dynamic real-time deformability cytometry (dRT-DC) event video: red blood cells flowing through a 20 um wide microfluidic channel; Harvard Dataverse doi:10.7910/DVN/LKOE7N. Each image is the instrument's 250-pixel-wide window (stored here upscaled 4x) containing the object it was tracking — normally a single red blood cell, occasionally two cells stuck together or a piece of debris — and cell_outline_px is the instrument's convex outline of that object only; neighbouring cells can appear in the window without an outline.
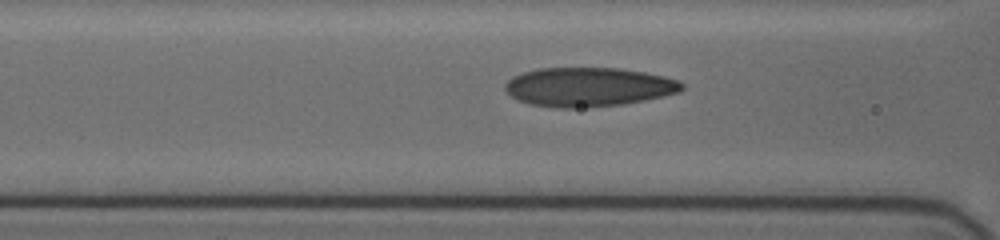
{"species": "human", "species_latin": "Homo sapiens", "temperature_condition": "cold", "stored_images_in_passage": 15, "camera_frame_rate_fps": 3000, "um_per_image_px": 0.085, "donor": {"sex": "female"}, "frame": {"image": 1, "passage_image": 12, "time_ms": 4.0, "image_size_px": [1000, 240], "cell_outline_px": [[684, 88], [680, 92], [644, 100], [620, 104], [572, 108], [556, 108], [528, 104], [512, 96], [504, 88], [504, 84], [512, 76], [536, 68], [620, 68], [644, 72], [664, 76], [680, 80], [684, 84]], "centroid_in_image_um": [50.02, 7.38], "position_along_channel_um": 116.6, "area_um2": 40.23}}